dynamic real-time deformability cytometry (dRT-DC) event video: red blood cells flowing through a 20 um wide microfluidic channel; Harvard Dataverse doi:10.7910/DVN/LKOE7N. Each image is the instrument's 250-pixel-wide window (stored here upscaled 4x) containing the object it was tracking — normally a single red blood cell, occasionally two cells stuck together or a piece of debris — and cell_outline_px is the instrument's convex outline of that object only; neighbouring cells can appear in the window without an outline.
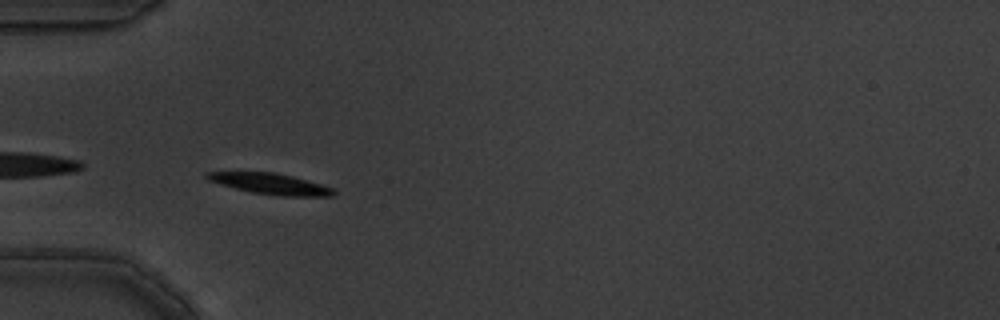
{"species": "common noctule bat (a hibernating species)", "species_latin": "Nyctalus noctula", "temperature_condition": "warm", "stored_images_in_passage": 4, "camera_frame_rate_fps": 3000, "um_per_image_px": 0.085, "animal": {"sex": "male", "body_mass_g": 19.5, "forearm_length_mm": 54.6}, "frame": {"image": 1, "passage_image": 3, "time_ms": 0.667, "image_size_px": [1000, 320], "cell_outline_px": [[336, 192], [332, 196], [280, 196], [252, 192], [220, 184], [208, 180], [204, 176], [204, 172], [276, 172], [292, 176], [320, 184], [332, 188]], "centroid_in_image_um": [22.96, 15.62], "position_along_channel_um": 62.0, "area_um2": 15.26}}